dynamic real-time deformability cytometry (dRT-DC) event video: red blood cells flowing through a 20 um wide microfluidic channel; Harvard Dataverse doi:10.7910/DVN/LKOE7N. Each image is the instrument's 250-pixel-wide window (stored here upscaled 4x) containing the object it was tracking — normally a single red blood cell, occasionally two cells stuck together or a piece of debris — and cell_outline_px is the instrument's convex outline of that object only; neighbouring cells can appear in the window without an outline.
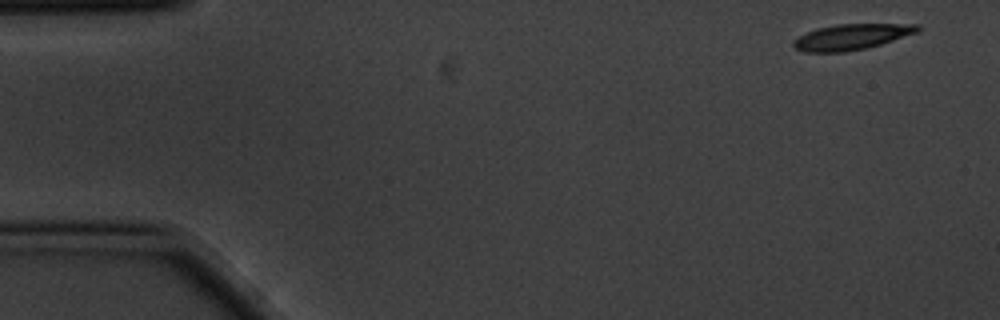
{"species": "common noctule bat (a hibernating species)", "species_latin": "Nyctalus noctula", "temperature_condition": "cold", "stored_images_in_passage": 6, "camera_frame_rate_fps": 3000, "um_per_image_px": 0.085, "animal": {"sex": "male", "body_mass_g": 20.1, "forearm_length_mm": 53.5}, "frame": {"image": 1, "passage_image": 1, "time_ms": 0.0, "image_size_px": [1000, 320], "cell_outline_px": [[920, 28], [916, 32], [880, 44], [864, 48], [844, 52], [804, 52], [796, 48], [792, 44], [792, 40], [816, 28], [836, 24], [920, 24]], "centroid_in_image_um": [72.33, 3.13], "position_along_channel_um": 12.7, "area_um2": 18.32}}
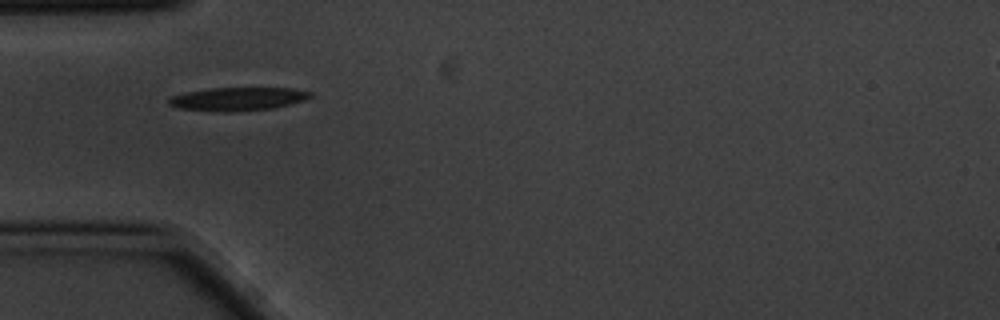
{"frame": {"image": 2, "passage_image": 5, "time_ms": 1.333, "image_size_px": [1000, 320], "cell_outline_px": [[312, 96], [304, 100], [272, 108], [232, 112], [212, 112], [180, 108], [168, 104], [168, 100], [172, 96], [184, 92], [208, 88], [292, 88], [312, 92]], "centroid_in_image_um": [20.17, 8.41], "position_along_channel_um": 64.8, "area_um2": 19.31}}